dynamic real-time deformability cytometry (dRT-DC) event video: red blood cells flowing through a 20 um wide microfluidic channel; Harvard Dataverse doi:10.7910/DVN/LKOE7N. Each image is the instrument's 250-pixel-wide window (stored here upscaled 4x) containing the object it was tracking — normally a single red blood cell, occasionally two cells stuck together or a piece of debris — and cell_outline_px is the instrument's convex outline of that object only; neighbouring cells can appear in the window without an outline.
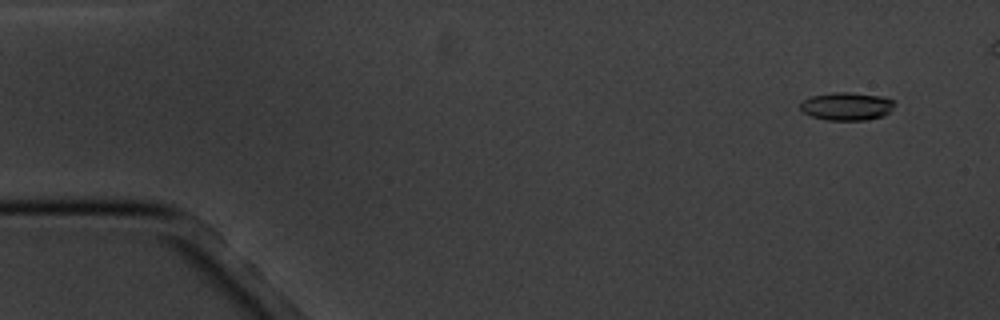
{"species": "common noctule bat (a hibernating species)", "species_latin": "Nyctalus noctula", "temperature_condition": "cold", "stored_images_in_passage": 10, "camera_frame_rate_fps": 3000, "um_per_image_px": 0.085, "animal": {"sex": "male", "body_mass_g": 20.1, "forearm_length_mm": 53.5}, "frame": {"image": 1, "passage_image": 1, "time_ms": 0.0, "image_size_px": [1000, 320], "cell_outline_px": [[892, 108], [884, 116], [864, 120], [828, 120], [812, 116], [804, 112], [800, 108], [800, 104], [804, 100], [812, 96], [832, 92], [848, 92], [880, 96], [892, 100]], "centroid_in_image_um": [71.94, 9.03], "position_along_channel_um": 13.1, "area_um2": 15.09}}
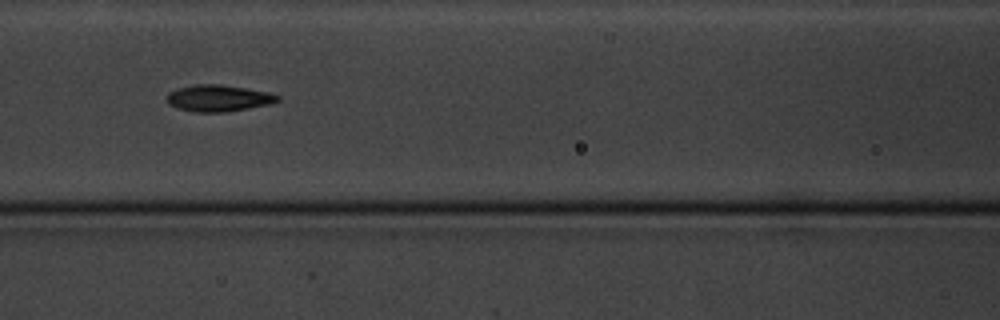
{"frame": {"image": 2, "passage_image": 7, "time_ms": 7.0, "image_size_px": [1000, 320], "cell_outline_px": [[280, 100], [272, 104], [228, 112], [196, 112], [180, 108], [168, 104], [168, 92], [176, 88], [192, 84], [220, 84], [248, 88], [268, 92], [280, 96]], "centroid_in_image_um": [18.6, 8.33], "position_along_channel_um": 148.0, "area_um2": 17.34}}
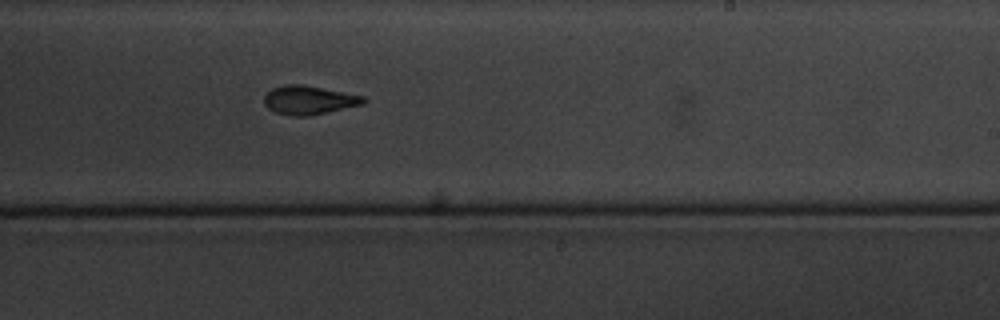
{"frame": {"image": 3, "passage_image": 10, "time_ms": 10.333, "image_size_px": [1000, 320], "cell_outline_px": [[368, 100], [364, 104], [308, 116], [288, 116], [276, 112], [268, 108], [264, 104], [264, 96], [272, 88], [288, 84], [304, 84], [364, 96]], "centroid_in_image_um": [26.26, 8.5], "position_along_channel_um": 262.7, "area_um2": 16.7}}